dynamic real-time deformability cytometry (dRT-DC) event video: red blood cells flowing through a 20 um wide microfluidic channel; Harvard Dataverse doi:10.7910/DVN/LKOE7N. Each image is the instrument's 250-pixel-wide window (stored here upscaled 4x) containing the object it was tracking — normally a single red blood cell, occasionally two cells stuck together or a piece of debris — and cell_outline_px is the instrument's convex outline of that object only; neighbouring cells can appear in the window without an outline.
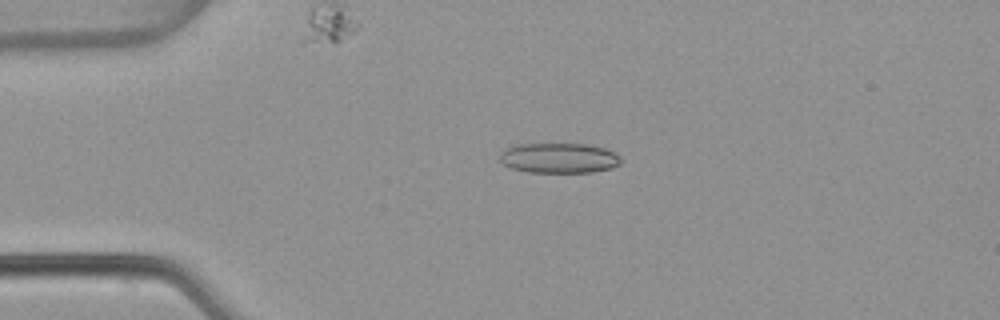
{"species": "common noctule bat (a hibernating species)", "species_latin": "Nyctalus noctula", "temperature_condition": "warm", "stored_images_in_passage": 53, "camera_frame_rate_fps": 3000, "um_per_image_px": 0.085, "animal": {"sex": "female", "body_mass_g": 22.7, "forearm_length_mm": 54.2}, "frame": {"image": 1, "passage_image": 12, "time_ms": 3.667, "image_size_px": [1000, 320], "cell_outline_px": [[624, 160], [620, 164], [612, 168], [592, 172], [528, 172], [512, 168], [504, 164], [500, 160], [500, 152], [516, 144], [588, 144], [604, 148], [616, 152]], "centroid_in_image_um": [47.57, 13.43], "position_along_channel_um": 37.4, "area_um2": 21.39}}
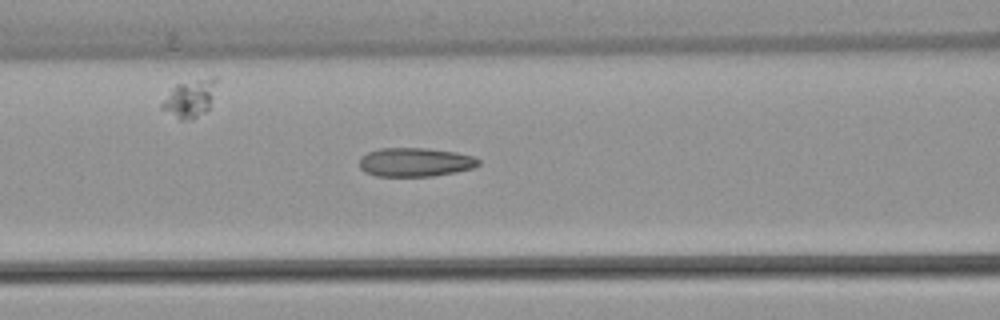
{"frame": {"image": 2, "passage_image": 22, "time_ms": 7.0, "image_size_px": [1000, 320], "cell_outline_px": [[480, 164], [472, 168], [456, 172], [432, 176], [376, 176], [364, 172], [360, 168], [360, 156], [368, 152], [380, 148], [428, 148], [456, 152], [472, 156], [480, 160]], "centroid_in_image_um": [35.27, 13.78], "position_along_channel_um": 131.3, "area_um2": 20.11}}
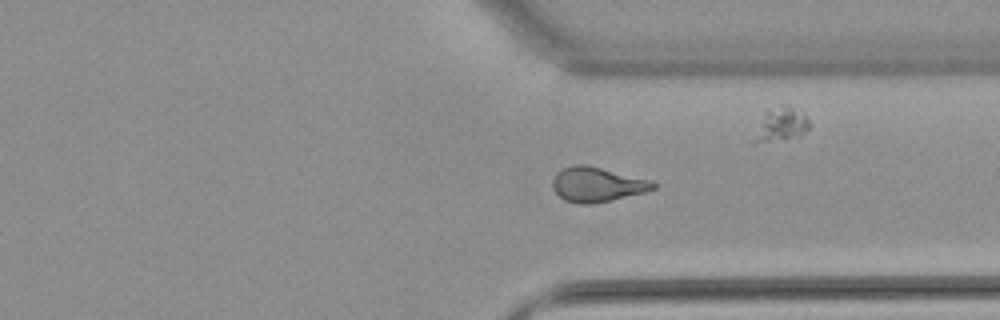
{"frame": {"image": 3, "passage_image": 40, "time_ms": 13.0, "image_size_px": [1000, 320], "cell_outline_px": [[656, 188], [644, 192], [608, 200], [588, 204], [580, 204], [564, 200], [552, 188], [552, 180], [556, 172], [572, 164], [584, 164], [648, 180], [656, 184]], "centroid_in_image_um": [50.67, 15.67], "position_along_channel_um": 360.7, "area_um2": 19.83}, "authors_computed_cell_mechanics": {"area_um2": 20.4612, "velocity_mm_per_s": 3.8281, "shape_relaxation_time_tau1_ms": 11.2416, "shape_relaxation_time_tau2_ms": 1.2369, "deformation_change_tau1": 0.2561, "deformation_change_tau2": 0.0838}}